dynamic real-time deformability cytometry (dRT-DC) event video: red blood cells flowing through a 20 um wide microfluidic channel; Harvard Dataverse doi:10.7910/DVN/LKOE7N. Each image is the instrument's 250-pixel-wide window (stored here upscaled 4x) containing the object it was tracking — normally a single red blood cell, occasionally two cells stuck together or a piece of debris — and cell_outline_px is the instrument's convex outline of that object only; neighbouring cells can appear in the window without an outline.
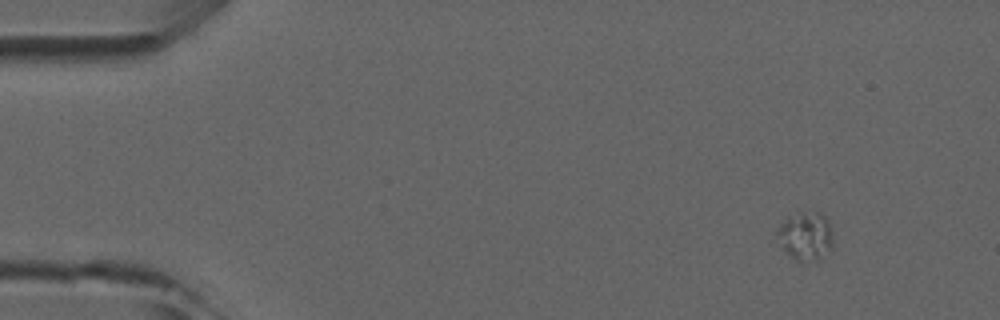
{"species": "common noctule bat (a hibernating species)", "species_latin": "Nyctalus noctula", "temperature_condition": "room temperature", "stored_images_in_passage": 3, "camera_frame_rate_fps": 3000, "um_per_image_px": 0.085, "animal": {"sex": "male", "forearm_length_mm": 52.5}, "frame": {"image": 1, "passage_image": 1, "time_ms": 0.0, "image_size_px": [1000, 320], "cell_outline_px": [[832, 248], [820, 260], [796, 260], [784, 248], [776, 236], [776, 232], [780, 224], [788, 216], [800, 212], [820, 212], [828, 220], [832, 236]], "centroid_in_image_um": [68.49, 20.04], "position_along_channel_um": 16.5, "area_um2": 15.55}}